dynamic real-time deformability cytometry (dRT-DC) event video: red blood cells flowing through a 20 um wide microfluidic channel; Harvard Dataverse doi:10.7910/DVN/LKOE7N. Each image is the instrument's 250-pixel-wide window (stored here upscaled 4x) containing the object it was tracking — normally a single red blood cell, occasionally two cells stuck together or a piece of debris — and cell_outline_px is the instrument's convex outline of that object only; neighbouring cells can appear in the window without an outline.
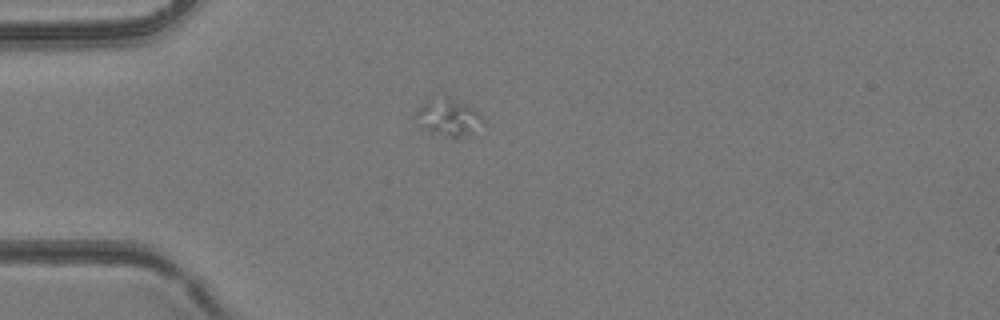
{"species": "common noctule bat (a hibernating species)", "species_latin": "Nyctalus noctula", "temperature_condition": "room temperature", "stored_images_in_passage": 2, "camera_frame_rate_fps": 3000, "um_per_image_px": 0.085, "animal": {"sex": "female", "body_mass_g": 24.6, "forearm_length_mm": 56.2}, "frame": {"image": 1, "passage_image": 1, "time_ms": 0.0, "image_size_px": [1000, 320], "cell_outline_px": [[484, 124], [472, 136], [456, 140], [452, 140], [420, 128], [412, 116], [428, 100], [448, 96], [480, 112], [484, 120]], "centroid_in_image_um": [38.15, 10.07], "position_along_channel_um": 46.9, "area_um2": 15.26}}